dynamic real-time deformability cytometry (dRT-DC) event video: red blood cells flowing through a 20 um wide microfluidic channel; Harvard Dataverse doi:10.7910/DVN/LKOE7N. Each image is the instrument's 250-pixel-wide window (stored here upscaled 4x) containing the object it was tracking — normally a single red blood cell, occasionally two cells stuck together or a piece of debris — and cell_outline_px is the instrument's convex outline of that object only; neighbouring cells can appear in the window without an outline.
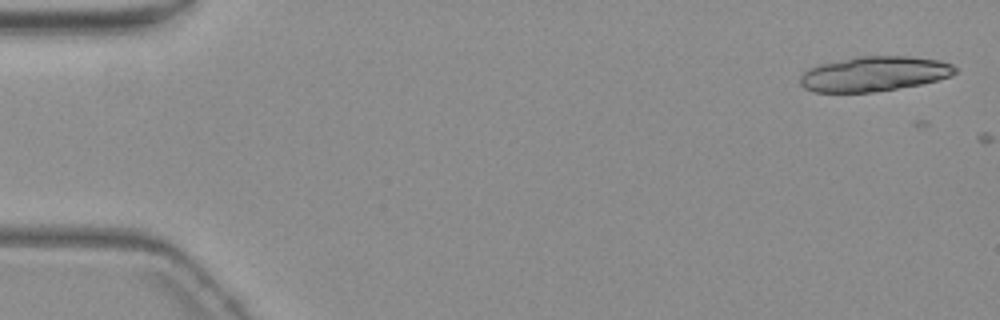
{"species": "common noctule bat (a hibernating species)", "species_latin": "Nyctalus noctula", "temperature_condition": "warm", "stored_images_in_passage": 2, "camera_frame_rate_fps": 3000, "um_per_image_px": 0.085, "animal": {"sex": "female", "body_mass_g": 19.3, "forearm_length_mm": 54.1}, "frame": {"image": 1, "passage_image": 1, "time_ms": 0.0, "image_size_px": [1000, 320], "cell_outline_px": [[956, 72], [952, 76], [920, 84], [876, 92], [812, 92], [804, 88], [800, 84], [800, 76], [808, 68], [820, 64], [856, 56], [908, 56], [940, 60], [952, 64], [956, 68]], "centroid_in_image_um": [74.29, 6.27], "position_along_channel_um": 10.7, "area_um2": 31.62}}